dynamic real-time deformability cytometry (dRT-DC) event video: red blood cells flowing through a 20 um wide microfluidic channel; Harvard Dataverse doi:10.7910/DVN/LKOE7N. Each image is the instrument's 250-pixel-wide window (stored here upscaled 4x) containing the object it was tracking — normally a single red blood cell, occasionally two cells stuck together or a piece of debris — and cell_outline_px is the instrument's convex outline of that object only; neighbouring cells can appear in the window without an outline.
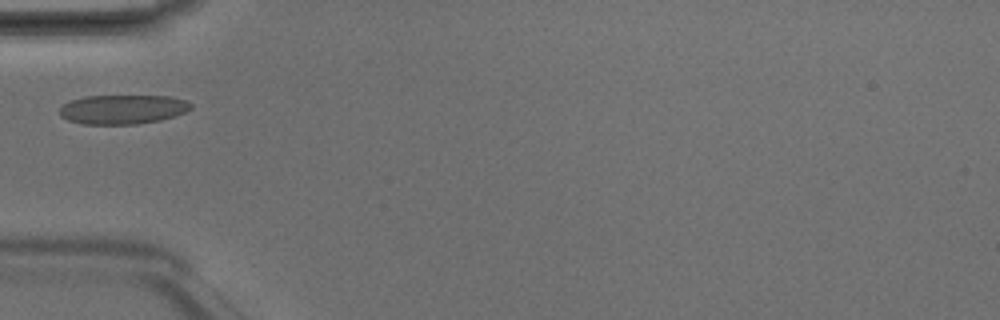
{"species": "Egyptian fruit bat (a non-hibernating species)", "species_latin": "Rousettus aegyptiacus", "temperature_condition": "room temperature", "stored_images_in_passage": 3, "camera_frame_rate_fps": 3000, "um_per_image_px": 0.085, "animal": {"sex": "male"}, "frame": {"image": 1, "passage_image": 3, "time_ms": 0.667, "image_size_px": [1000, 320], "cell_outline_px": [[192, 108], [184, 112], [160, 120], [136, 124], [84, 124], [68, 120], [60, 116], [60, 108], [64, 104], [72, 100], [84, 96], [168, 96], [184, 100], [192, 104]], "centroid_in_image_um": [10.41, 9.29], "position_along_channel_um": 74.6, "area_um2": 22.2}}